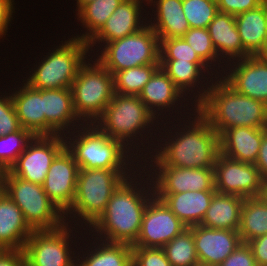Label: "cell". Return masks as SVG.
Returning <instances> with one entry per match:
<instances>
[{
    "label": "cell",
    "instance_id": "15",
    "mask_svg": "<svg viewBox=\"0 0 267 266\" xmlns=\"http://www.w3.org/2000/svg\"><path fill=\"white\" fill-rule=\"evenodd\" d=\"M155 168L153 169L155 174L152 172V174L147 175L151 177L154 194L216 191L214 187V168H182L173 166H156Z\"/></svg>",
    "mask_w": 267,
    "mask_h": 266
},
{
    "label": "cell",
    "instance_id": "45",
    "mask_svg": "<svg viewBox=\"0 0 267 266\" xmlns=\"http://www.w3.org/2000/svg\"><path fill=\"white\" fill-rule=\"evenodd\" d=\"M0 266H25L23 249L0 250Z\"/></svg>",
    "mask_w": 267,
    "mask_h": 266
},
{
    "label": "cell",
    "instance_id": "5",
    "mask_svg": "<svg viewBox=\"0 0 267 266\" xmlns=\"http://www.w3.org/2000/svg\"><path fill=\"white\" fill-rule=\"evenodd\" d=\"M128 171L135 172L132 168L79 169L73 204L65 216L69 214L71 219L80 217V222L87 227L89 224L90 228L103 214L114 191L131 176Z\"/></svg>",
    "mask_w": 267,
    "mask_h": 266
},
{
    "label": "cell",
    "instance_id": "24",
    "mask_svg": "<svg viewBox=\"0 0 267 266\" xmlns=\"http://www.w3.org/2000/svg\"><path fill=\"white\" fill-rule=\"evenodd\" d=\"M32 232L22 210L6 194L0 200V249H23Z\"/></svg>",
    "mask_w": 267,
    "mask_h": 266
},
{
    "label": "cell",
    "instance_id": "33",
    "mask_svg": "<svg viewBox=\"0 0 267 266\" xmlns=\"http://www.w3.org/2000/svg\"><path fill=\"white\" fill-rule=\"evenodd\" d=\"M123 0H94L84 5L77 13L82 25L87 28L86 34L76 38L88 42L105 24ZM89 31V32H88Z\"/></svg>",
    "mask_w": 267,
    "mask_h": 266
},
{
    "label": "cell",
    "instance_id": "19",
    "mask_svg": "<svg viewBox=\"0 0 267 266\" xmlns=\"http://www.w3.org/2000/svg\"><path fill=\"white\" fill-rule=\"evenodd\" d=\"M43 112L46 118V136H63L68 126L67 133L70 134V130L77 125L74 123L80 121L84 124L74 110L71 88L43 90Z\"/></svg>",
    "mask_w": 267,
    "mask_h": 266
},
{
    "label": "cell",
    "instance_id": "20",
    "mask_svg": "<svg viewBox=\"0 0 267 266\" xmlns=\"http://www.w3.org/2000/svg\"><path fill=\"white\" fill-rule=\"evenodd\" d=\"M142 2L141 0H123L104 26L87 42L89 49L96 45V42L105 44L129 36L143 28L145 22L143 25V21H141Z\"/></svg>",
    "mask_w": 267,
    "mask_h": 266
},
{
    "label": "cell",
    "instance_id": "40",
    "mask_svg": "<svg viewBox=\"0 0 267 266\" xmlns=\"http://www.w3.org/2000/svg\"><path fill=\"white\" fill-rule=\"evenodd\" d=\"M132 266H172L162 248L132 247Z\"/></svg>",
    "mask_w": 267,
    "mask_h": 266
},
{
    "label": "cell",
    "instance_id": "3",
    "mask_svg": "<svg viewBox=\"0 0 267 266\" xmlns=\"http://www.w3.org/2000/svg\"><path fill=\"white\" fill-rule=\"evenodd\" d=\"M195 110V117H190L194 120H186L189 125L185 124V127H182L183 131L175 132L176 134L170 137H173L172 139H164V145L161 144L163 147H157L160 149H152L155 155L149 156L152 162L149 169L155 166L214 168L221 153L220 136L209 121L197 109Z\"/></svg>",
    "mask_w": 267,
    "mask_h": 266
},
{
    "label": "cell",
    "instance_id": "25",
    "mask_svg": "<svg viewBox=\"0 0 267 266\" xmlns=\"http://www.w3.org/2000/svg\"><path fill=\"white\" fill-rule=\"evenodd\" d=\"M207 29L218 57L221 56L222 59L227 57L226 62H231L236 60V58L238 60L250 56L243 49L236 27L235 16L218 12Z\"/></svg>",
    "mask_w": 267,
    "mask_h": 266
},
{
    "label": "cell",
    "instance_id": "22",
    "mask_svg": "<svg viewBox=\"0 0 267 266\" xmlns=\"http://www.w3.org/2000/svg\"><path fill=\"white\" fill-rule=\"evenodd\" d=\"M21 87L11 95L20 126L33 136H46L43 90L34 89L27 83Z\"/></svg>",
    "mask_w": 267,
    "mask_h": 266
},
{
    "label": "cell",
    "instance_id": "6",
    "mask_svg": "<svg viewBox=\"0 0 267 266\" xmlns=\"http://www.w3.org/2000/svg\"><path fill=\"white\" fill-rule=\"evenodd\" d=\"M156 118L138 96L114 93L111 102L94 124L110 138L119 140L126 146L137 147L132 145L136 144L134 139L140 140L138 136L136 139V135L140 134L143 140L142 132L145 133V128L154 125Z\"/></svg>",
    "mask_w": 267,
    "mask_h": 266
},
{
    "label": "cell",
    "instance_id": "38",
    "mask_svg": "<svg viewBox=\"0 0 267 266\" xmlns=\"http://www.w3.org/2000/svg\"><path fill=\"white\" fill-rule=\"evenodd\" d=\"M183 38L208 66L216 61L221 64V57L217 55L207 28H190Z\"/></svg>",
    "mask_w": 267,
    "mask_h": 266
},
{
    "label": "cell",
    "instance_id": "8",
    "mask_svg": "<svg viewBox=\"0 0 267 266\" xmlns=\"http://www.w3.org/2000/svg\"><path fill=\"white\" fill-rule=\"evenodd\" d=\"M93 64L86 62L79 68L71 87L74 110L85 124L102 115L115 93L114 75L97 59Z\"/></svg>",
    "mask_w": 267,
    "mask_h": 266
},
{
    "label": "cell",
    "instance_id": "29",
    "mask_svg": "<svg viewBox=\"0 0 267 266\" xmlns=\"http://www.w3.org/2000/svg\"><path fill=\"white\" fill-rule=\"evenodd\" d=\"M156 5L155 21L149 24L159 39L180 38L190 29L183 9L182 0H148Z\"/></svg>",
    "mask_w": 267,
    "mask_h": 266
},
{
    "label": "cell",
    "instance_id": "23",
    "mask_svg": "<svg viewBox=\"0 0 267 266\" xmlns=\"http://www.w3.org/2000/svg\"><path fill=\"white\" fill-rule=\"evenodd\" d=\"M216 191L154 194L189 228L200 225Z\"/></svg>",
    "mask_w": 267,
    "mask_h": 266
},
{
    "label": "cell",
    "instance_id": "41",
    "mask_svg": "<svg viewBox=\"0 0 267 266\" xmlns=\"http://www.w3.org/2000/svg\"><path fill=\"white\" fill-rule=\"evenodd\" d=\"M20 128L12 96L0 97V136L16 132Z\"/></svg>",
    "mask_w": 267,
    "mask_h": 266
},
{
    "label": "cell",
    "instance_id": "9",
    "mask_svg": "<svg viewBox=\"0 0 267 266\" xmlns=\"http://www.w3.org/2000/svg\"><path fill=\"white\" fill-rule=\"evenodd\" d=\"M160 41L146 23L137 32L106 43L97 60L112 74L148 64H160Z\"/></svg>",
    "mask_w": 267,
    "mask_h": 266
},
{
    "label": "cell",
    "instance_id": "4",
    "mask_svg": "<svg viewBox=\"0 0 267 266\" xmlns=\"http://www.w3.org/2000/svg\"><path fill=\"white\" fill-rule=\"evenodd\" d=\"M78 125H82L78 128L81 130L70 132L72 134L69 136L74 137H66L65 134L64 137L65 146L72 153L79 169H128L126 165H133L131 162L136 159L133 157L134 151L130 149L135 150V147L127 148L121 141L102 132L94 123ZM129 160H132L130 164Z\"/></svg>",
    "mask_w": 267,
    "mask_h": 266
},
{
    "label": "cell",
    "instance_id": "1",
    "mask_svg": "<svg viewBox=\"0 0 267 266\" xmlns=\"http://www.w3.org/2000/svg\"><path fill=\"white\" fill-rule=\"evenodd\" d=\"M209 87L202 84L195 108L209 121L211 127L220 136L226 129L232 127L267 128V104L261 100L239 94L221 77ZM198 97V98H197Z\"/></svg>",
    "mask_w": 267,
    "mask_h": 266
},
{
    "label": "cell",
    "instance_id": "42",
    "mask_svg": "<svg viewBox=\"0 0 267 266\" xmlns=\"http://www.w3.org/2000/svg\"><path fill=\"white\" fill-rule=\"evenodd\" d=\"M265 0H216L218 12L233 16L257 8Z\"/></svg>",
    "mask_w": 267,
    "mask_h": 266
},
{
    "label": "cell",
    "instance_id": "17",
    "mask_svg": "<svg viewBox=\"0 0 267 266\" xmlns=\"http://www.w3.org/2000/svg\"><path fill=\"white\" fill-rule=\"evenodd\" d=\"M190 228L193 230L195 250L201 265L218 266L242 243L238 231L202 225Z\"/></svg>",
    "mask_w": 267,
    "mask_h": 266
},
{
    "label": "cell",
    "instance_id": "47",
    "mask_svg": "<svg viewBox=\"0 0 267 266\" xmlns=\"http://www.w3.org/2000/svg\"><path fill=\"white\" fill-rule=\"evenodd\" d=\"M12 0H0V38L6 33L13 13Z\"/></svg>",
    "mask_w": 267,
    "mask_h": 266
},
{
    "label": "cell",
    "instance_id": "28",
    "mask_svg": "<svg viewBox=\"0 0 267 266\" xmlns=\"http://www.w3.org/2000/svg\"><path fill=\"white\" fill-rule=\"evenodd\" d=\"M236 27L243 49L256 56L264 45L267 31V0L255 9L235 16Z\"/></svg>",
    "mask_w": 267,
    "mask_h": 266
},
{
    "label": "cell",
    "instance_id": "30",
    "mask_svg": "<svg viewBox=\"0 0 267 266\" xmlns=\"http://www.w3.org/2000/svg\"><path fill=\"white\" fill-rule=\"evenodd\" d=\"M101 244L91 252L83 254V258H76V266H132V245L126 243L107 242L100 240ZM96 248V249H95ZM87 255V256H86ZM86 256V257H84ZM80 260V261H79Z\"/></svg>",
    "mask_w": 267,
    "mask_h": 266
},
{
    "label": "cell",
    "instance_id": "49",
    "mask_svg": "<svg viewBox=\"0 0 267 266\" xmlns=\"http://www.w3.org/2000/svg\"><path fill=\"white\" fill-rule=\"evenodd\" d=\"M259 58L267 60V31H266V37L264 40V45L261 51L256 55Z\"/></svg>",
    "mask_w": 267,
    "mask_h": 266
},
{
    "label": "cell",
    "instance_id": "13",
    "mask_svg": "<svg viewBox=\"0 0 267 266\" xmlns=\"http://www.w3.org/2000/svg\"><path fill=\"white\" fill-rule=\"evenodd\" d=\"M262 179L255 164L239 162L222 153L214 165V187L221 194L243 198L261 194Z\"/></svg>",
    "mask_w": 267,
    "mask_h": 266
},
{
    "label": "cell",
    "instance_id": "12",
    "mask_svg": "<svg viewBox=\"0 0 267 266\" xmlns=\"http://www.w3.org/2000/svg\"><path fill=\"white\" fill-rule=\"evenodd\" d=\"M65 147L62 135L33 136L9 172L23 180L43 184L51 163Z\"/></svg>",
    "mask_w": 267,
    "mask_h": 266
},
{
    "label": "cell",
    "instance_id": "14",
    "mask_svg": "<svg viewBox=\"0 0 267 266\" xmlns=\"http://www.w3.org/2000/svg\"><path fill=\"white\" fill-rule=\"evenodd\" d=\"M188 227L155 195L144 211L138 239L132 247L162 248Z\"/></svg>",
    "mask_w": 267,
    "mask_h": 266
},
{
    "label": "cell",
    "instance_id": "31",
    "mask_svg": "<svg viewBox=\"0 0 267 266\" xmlns=\"http://www.w3.org/2000/svg\"><path fill=\"white\" fill-rule=\"evenodd\" d=\"M238 233L242 243L267 234V203L261 197L244 199Z\"/></svg>",
    "mask_w": 267,
    "mask_h": 266
},
{
    "label": "cell",
    "instance_id": "43",
    "mask_svg": "<svg viewBox=\"0 0 267 266\" xmlns=\"http://www.w3.org/2000/svg\"><path fill=\"white\" fill-rule=\"evenodd\" d=\"M218 266H257L252 251L247 243H241Z\"/></svg>",
    "mask_w": 267,
    "mask_h": 266
},
{
    "label": "cell",
    "instance_id": "27",
    "mask_svg": "<svg viewBox=\"0 0 267 266\" xmlns=\"http://www.w3.org/2000/svg\"><path fill=\"white\" fill-rule=\"evenodd\" d=\"M244 199L241 196L216 192L200 225L238 231Z\"/></svg>",
    "mask_w": 267,
    "mask_h": 266
},
{
    "label": "cell",
    "instance_id": "7",
    "mask_svg": "<svg viewBox=\"0 0 267 266\" xmlns=\"http://www.w3.org/2000/svg\"><path fill=\"white\" fill-rule=\"evenodd\" d=\"M88 50L86 41L72 37L48 53L26 83L37 90L71 88Z\"/></svg>",
    "mask_w": 267,
    "mask_h": 266
},
{
    "label": "cell",
    "instance_id": "44",
    "mask_svg": "<svg viewBox=\"0 0 267 266\" xmlns=\"http://www.w3.org/2000/svg\"><path fill=\"white\" fill-rule=\"evenodd\" d=\"M257 266H267V234L247 242Z\"/></svg>",
    "mask_w": 267,
    "mask_h": 266
},
{
    "label": "cell",
    "instance_id": "36",
    "mask_svg": "<svg viewBox=\"0 0 267 266\" xmlns=\"http://www.w3.org/2000/svg\"><path fill=\"white\" fill-rule=\"evenodd\" d=\"M32 138L33 135L22 127L16 132L0 136V167L10 169Z\"/></svg>",
    "mask_w": 267,
    "mask_h": 266
},
{
    "label": "cell",
    "instance_id": "11",
    "mask_svg": "<svg viewBox=\"0 0 267 266\" xmlns=\"http://www.w3.org/2000/svg\"><path fill=\"white\" fill-rule=\"evenodd\" d=\"M68 223L56 230L33 231L23 248L25 266H76L77 256H71L76 252L72 253L69 246L73 232Z\"/></svg>",
    "mask_w": 267,
    "mask_h": 266
},
{
    "label": "cell",
    "instance_id": "50",
    "mask_svg": "<svg viewBox=\"0 0 267 266\" xmlns=\"http://www.w3.org/2000/svg\"><path fill=\"white\" fill-rule=\"evenodd\" d=\"M267 203V178L262 180L260 196Z\"/></svg>",
    "mask_w": 267,
    "mask_h": 266
},
{
    "label": "cell",
    "instance_id": "39",
    "mask_svg": "<svg viewBox=\"0 0 267 266\" xmlns=\"http://www.w3.org/2000/svg\"><path fill=\"white\" fill-rule=\"evenodd\" d=\"M159 60L204 62L183 37L159 39Z\"/></svg>",
    "mask_w": 267,
    "mask_h": 266
},
{
    "label": "cell",
    "instance_id": "34",
    "mask_svg": "<svg viewBox=\"0 0 267 266\" xmlns=\"http://www.w3.org/2000/svg\"><path fill=\"white\" fill-rule=\"evenodd\" d=\"M160 64H148L120 70L114 74V92L138 96Z\"/></svg>",
    "mask_w": 267,
    "mask_h": 266
},
{
    "label": "cell",
    "instance_id": "21",
    "mask_svg": "<svg viewBox=\"0 0 267 266\" xmlns=\"http://www.w3.org/2000/svg\"><path fill=\"white\" fill-rule=\"evenodd\" d=\"M263 128L232 127L220 135L221 153L239 162L255 164L261 147Z\"/></svg>",
    "mask_w": 267,
    "mask_h": 266
},
{
    "label": "cell",
    "instance_id": "26",
    "mask_svg": "<svg viewBox=\"0 0 267 266\" xmlns=\"http://www.w3.org/2000/svg\"><path fill=\"white\" fill-rule=\"evenodd\" d=\"M183 96L182 92L175 86L173 81L161 67L154 72L151 79L145 84L138 95L148 110L154 116H157V119L159 117L157 111L162 110L161 113L163 112V109L169 111L170 107H172L173 110L175 103H178V100L180 102V98H183L184 101L185 98Z\"/></svg>",
    "mask_w": 267,
    "mask_h": 266
},
{
    "label": "cell",
    "instance_id": "46",
    "mask_svg": "<svg viewBox=\"0 0 267 266\" xmlns=\"http://www.w3.org/2000/svg\"><path fill=\"white\" fill-rule=\"evenodd\" d=\"M255 166L259 170V175L261 179L267 178V128H263V138L261 142V147L259 149V154L255 162Z\"/></svg>",
    "mask_w": 267,
    "mask_h": 266
},
{
    "label": "cell",
    "instance_id": "37",
    "mask_svg": "<svg viewBox=\"0 0 267 266\" xmlns=\"http://www.w3.org/2000/svg\"><path fill=\"white\" fill-rule=\"evenodd\" d=\"M190 28H207L218 13L216 0H182Z\"/></svg>",
    "mask_w": 267,
    "mask_h": 266
},
{
    "label": "cell",
    "instance_id": "32",
    "mask_svg": "<svg viewBox=\"0 0 267 266\" xmlns=\"http://www.w3.org/2000/svg\"><path fill=\"white\" fill-rule=\"evenodd\" d=\"M159 62L160 67L166 72L168 77L173 81L182 94H185V96L187 95L186 91L189 90L188 92H190L191 87H194V89L195 86L198 87L201 79H203V76H201L203 73L205 74L206 71L209 73V70L213 69L208 68L210 66L205 62L179 61V59L159 60Z\"/></svg>",
    "mask_w": 267,
    "mask_h": 266
},
{
    "label": "cell",
    "instance_id": "51",
    "mask_svg": "<svg viewBox=\"0 0 267 266\" xmlns=\"http://www.w3.org/2000/svg\"><path fill=\"white\" fill-rule=\"evenodd\" d=\"M77 1V11H79L84 5L94 1V0H76Z\"/></svg>",
    "mask_w": 267,
    "mask_h": 266
},
{
    "label": "cell",
    "instance_id": "10",
    "mask_svg": "<svg viewBox=\"0 0 267 266\" xmlns=\"http://www.w3.org/2000/svg\"><path fill=\"white\" fill-rule=\"evenodd\" d=\"M6 194L22 210L33 231L56 230L68 220L64 219L65 214L47 196L41 184L23 180L9 172Z\"/></svg>",
    "mask_w": 267,
    "mask_h": 266
},
{
    "label": "cell",
    "instance_id": "48",
    "mask_svg": "<svg viewBox=\"0 0 267 266\" xmlns=\"http://www.w3.org/2000/svg\"><path fill=\"white\" fill-rule=\"evenodd\" d=\"M9 169L0 167V200L6 195Z\"/></svg>",
    "mask_w": 267,
    "mask_h": 266
},
{
    "label": "cell",
    "instance_id": "16",
    "mask_svg": "<svg viewBox=\"0 0 267 266\" xmlns=\"http://www.w3.org/2000/svg\"><path fill=\"white\" fill-rule=\"evenodd\" d=\"M79 166L66 146L53 159L42 184L47 196L65 214L76 193Z\"/></svg>",
    "mask_w": 267,
    "mask_h": 266
},
{
    "label": "cell",
    "instance_id": "18",
    "mask_svg": "<svg viewBox=\"0 0 267 266\" xmlns=\"http://www.w3.org/2000/svg\"><path fill=\"white\" fill-rule=\"evenodd\" d=\"M232 63L234 67L221 78L239 94L267 104V60L248 56Z\"/></svg>",
    "mask_w": 267,
    "mask_h": 266
},
{
    "label": "cell",
    "instance_id": "2",
    "mask_svg": "<svg viewBox=\"0 0 267 266\" xmlns=\"http://www.w3.org/2000/svg\"><path fill=\"white\" fill-rule=\"evenodd\" d=\"M135 174L136 172L132 173L134 178L128 177L118 186L103 214L91 226V229L95 230H92V232L99 233L103 241L133 245L138 239L143 214L149 200L154 196V190L150 177H146V180H150V183L143 180L144 183H147L146 185L142 184V179L136 178L138 176H135ZM136 179H139L141 184L139 181L135 182ZM141 185L143 187L149 185V188L145 189L146 187L143 188Z\"/></svg>",
    "mask_w": 267,
    "mask_h": 266
},
{
    "label": "cell",
    "instance_id": "35",
    "mask_svg": "<svg viewBox=\"0 0 267 266\" xmlns=\"http://www.w3.org/2000/svg\"><path fill=\"white\" fill-rule=\"evenodd\" d=\"M162 249L172 266H197L199 264L193 230L190 227L165 244Z\"/></svg>",
    "mask_w": 267,
    "mask_h": 266
}]
</instances>
